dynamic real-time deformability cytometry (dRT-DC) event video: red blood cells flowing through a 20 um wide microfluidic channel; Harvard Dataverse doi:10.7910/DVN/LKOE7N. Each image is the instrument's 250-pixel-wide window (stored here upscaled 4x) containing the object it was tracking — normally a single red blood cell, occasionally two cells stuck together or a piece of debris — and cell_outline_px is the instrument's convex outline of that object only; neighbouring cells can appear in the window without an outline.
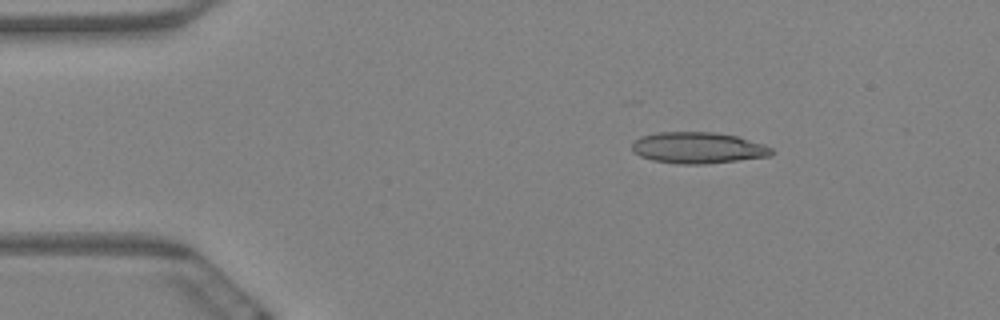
{"species": "Egyptian fruit bat (a non-hibernating species)", "species_latin": "Rousettus aegyptiacus", "temperature_condition": "warm", "stored_images_in_passage": 9, "camera_frame_rate_fps": 3000, "um_per_image_px": 0.085, "animal": {"sex": "female"}, "frame": {"image": 1, "passage_image": 2, "time_ms": 0.333, "image_size_px": [1000, 320], "cell_outline_px": [[772, 156], [704, 164], [680, 164], [652, 160], [640, 156], [632, 148], [632, 144], [640, 136], [660, 132], [716, 132], [736, 136], [764, 144], [772, 148]], "centroid_in_image_um": [59.34, 12.56], "position_along_channel_um": 25.7, "area_um2": 25.32}}
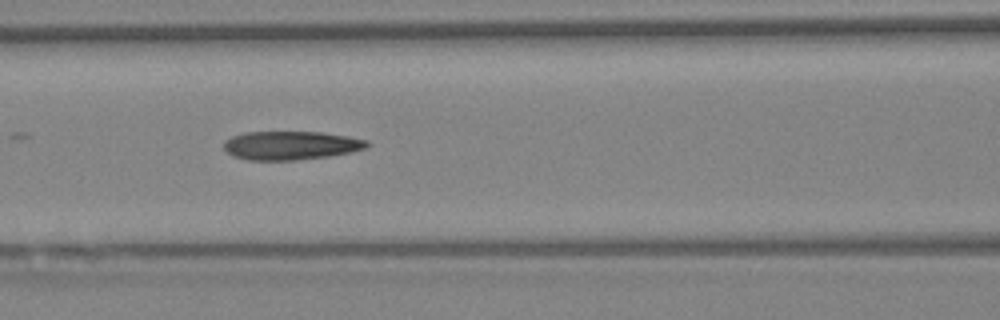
{"frame": {"image": 2, "passage_image": 7, "time_ms": 2.0, "image_size_px": [1000, 320], "cell_outline_px": [[368, 144], [364, 148], [352, 152], [328, 156], [296, 160], [248, 160], [232, 156], [224, 148], [224, 140], [232, 136], [244, 132], [320, 132], [348, 136], [368, 140]], "centroid_in_image_um": [24.69, 12.36], "position_along_channel_um": 141.9, "area_um2": 23.87}}
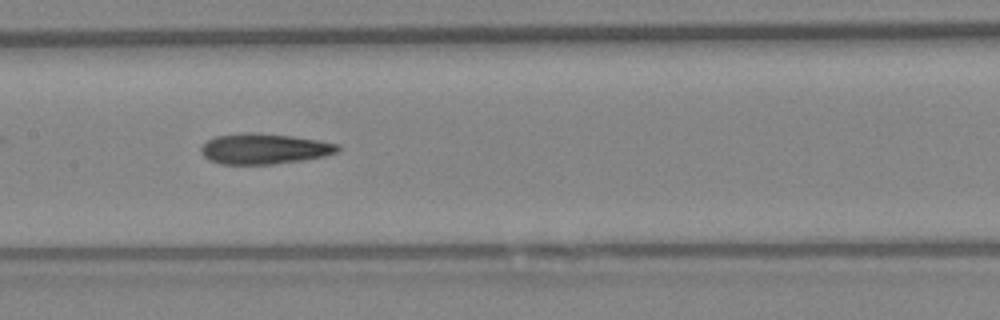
{"frame": {"image": 3, "passage_image": 8, "time_ms": 2.333, "image_size_px": [1000, 320], "cell_outline_px": [[340, 148], [336, 152], [324, 156], [300, 160], [272, 164], [220, 164], [208, 160], [204, 156], [200, 148], [208, 140], [216, 136], [244, 132], [252, 132], [292, 136], [340, 144]], "centroid_in_image_um": [22.43, 12.64], "position_along_channel_um": 185.0, "area_um2": 24.16}}